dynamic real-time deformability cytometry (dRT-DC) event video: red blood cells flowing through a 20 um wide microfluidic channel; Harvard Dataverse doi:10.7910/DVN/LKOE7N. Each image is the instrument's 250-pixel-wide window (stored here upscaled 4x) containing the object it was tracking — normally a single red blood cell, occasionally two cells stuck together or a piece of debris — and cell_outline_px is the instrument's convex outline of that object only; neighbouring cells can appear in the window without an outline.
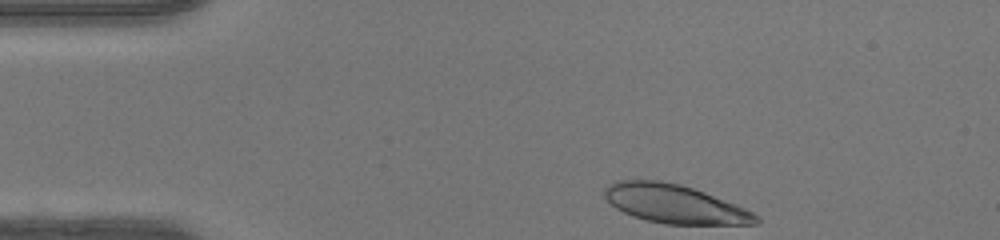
{"species": "human", "species_latin": "Homo sapiens", "temperature_condition": "warm", "stored_images_in_passage": 33, "camera_frame_rate_fps": 3000, "um_per_image_px": 0.085, "donor": {"sex": "female"}, "frame": {"image": 1, "passage_image": 1, "time_ms": 0.0, "image_size_px": [1000, 240], "cell_outline_px": [[760, 224], [664, 224], [644, 220], [632, 216], [616, 208], [604, 196], [604, 188], [608, 184], [616, 180], [660, 180], [680, 184], [704, 192], [736, 204], [760, 216]], "centroid_in_image_um": [57.34, 17.33], "position_along_channel_um": 27.7, "area_um2": 34.16}}
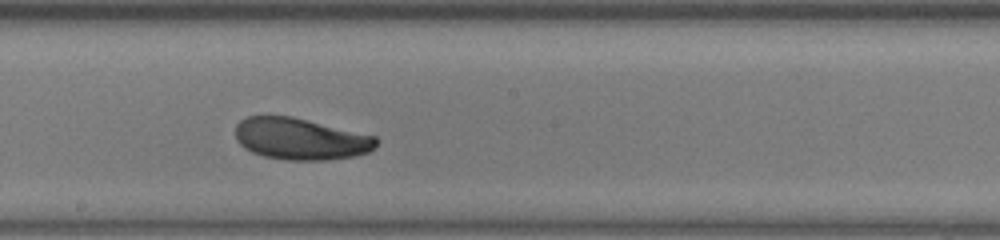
{"frame": {"image": 2, "passage_image": 19, "time_ms": 6.0, "image_size_px": [1000, 240], "cell_outline_px": [[376, 148], [368, 152], [356, 156], [328, 160], [288, 160], [264, 156], [252, 152], [244, 148], [236, 140], [236, 124], [240, 120], [248, 116], [292, 116], [376, 136]], "centroid_in_image_um": [25.54, 11.81], "position_along_channel_um": 222.7, "area_um2": 34.28}}
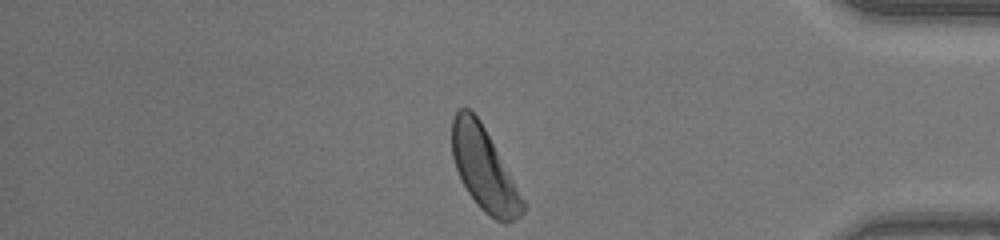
{"frame": {"image": 3, "passage_image": 33, "time_ms": 10.667, "image_size_px": [1000, 240], "cell_outline_px": [[528, 204], [524, 212], [516, 220], [508, 224], [504, 224], [488, 216], [476, 204], [468, 192], [456, 168], [452, 156], [452, 120], [456, 112], [460, 108], [468, 108], [480, 120]], "centroid_in_image_um": [41.19, 14.43], "position_along_channel_um": 394.0, "area_um2": 34.33}, "authors_computed_cell_mechanics": {"area_um2": 34.5066, "velocity_mm_per_s": 4.3465, "shape_relaxation_time_tau1_ms": 3.0603, "shape_relaxation_time_tau2_ms": null, "deformation_change_tau1": 0.1628, "deformation_change_tau2": null}}